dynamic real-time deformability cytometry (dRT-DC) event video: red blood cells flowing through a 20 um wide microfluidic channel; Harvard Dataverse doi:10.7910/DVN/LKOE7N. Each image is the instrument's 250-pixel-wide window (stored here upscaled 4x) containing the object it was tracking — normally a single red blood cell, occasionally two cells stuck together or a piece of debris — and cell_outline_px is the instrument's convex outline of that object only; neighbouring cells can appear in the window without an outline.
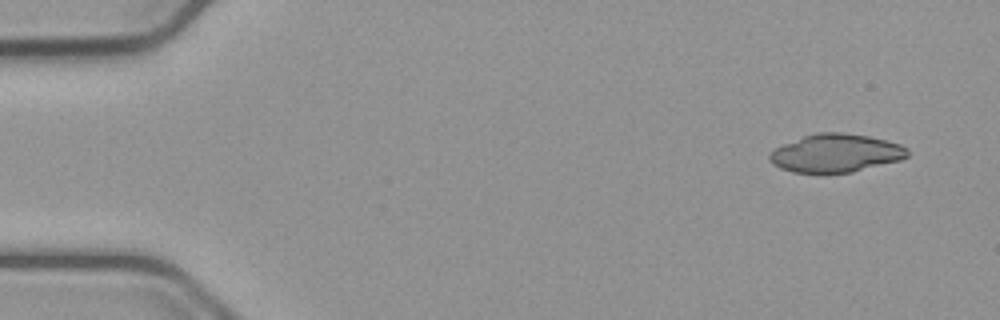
{"species": "common noctule bat (a hibernating species)", "species_latin": "Nyctalus noctula", "temperature_condition": "cold", "stored_images_in_passage": 14, "camera_frame_rate_fps": 3000, "um_per_image_px": 0.085, "animal": {"sex": "male", "body_mass_g": 23.1, "forearm_length_mm": 52.7}, "frame": {"image": 1, "passage_image": 4, "time_ms": 1.0, "image_size_px": [1000, 320], "cell_outline_px": [[908, 156], [900, 160], [852, 172], [792, 172], [780, 168], [772, 164], [768, 160], [768, 156], [776, 148], [784, 144], [804, 136], [816, 132], [844, 132], [868, 136], [900, 144], [908, 148]], "centroid_in_image_um": [71.04, 13.01], "position_along_channel_um": 14.0, "area_um2": 30.46}}